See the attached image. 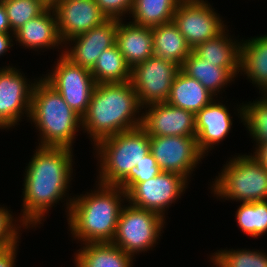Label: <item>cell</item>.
<instances>
[{
	"instance_id": "cell-4",
	"label": "cell",
	"mask_w": 267,
	"mask_h": 267,
	"mask_svg": "<svg viewBox=\"0 0 267 267\" xmlns=\"http://www.w3.org/2000/svg\"><path fill=\"white\" fill-rule=\"evenodd\" d=\"M28 121L39 131V146L73 149L75 134L81 127V117L62 96L41 76L36 78ZM79 128V129H78Z\"/></svg>"
},
{
	"instance_id": "cell-13",
	"label": "cell",
	"mask_w": 267,
	"mask_h": 267,
	"mask_svg": "<svg viewBox=\"0 0 267 267\" xmlns=\"http://www.w3.org/2000/svg\"><path fill=\"white\" fill-rule=\"evenodd\" d=\"M150 149L162 171L179 174L187 180L205 157L198 149L196 137H150Z\"/></svg>"
},
{
	"instance_id": "cell-21",
	"label": "cell",
	"mask_w": 267,
	"mask_h": 267,
	"mask_svg": "<svg viewBox=\"0 0 267 267\" xmlns=\"http://www.w3.org/2000/svg\"><path fill=\"white\" fill-rule=\"evenodd\" d=\"M239 72L267 94V34L241 40Z\"/></svg>"
},
{
	"instance_id": "cell-1",
	"label": "cell",
	"mask_w": 267,
	"mask_h": 267,
	"mask_svg": "<svg viewBox=\"0 0 267 267\" xmlns=\"http://www.w3.org/2000/svg\"><path fill=\"white\" fill-rule=\"evenodd\" d=\"M73 156V150L68 147L38 145L36 148L25 167L23 203L21 216H18L27 228L42 224L45 214L59 201H66L68 217L73 200L72 196H67L73 179Z\"/></svg>"
},
{
	"instance_id": "cell-24",
	"label": "cell",
	"mask_w": 267,
	"mask_h": 267,
	"mask_svg": "<svg viewBox=\"0 0 267 267\" xmlns=\"http://www.w3.org/2000/svg\"><path fill=\"white\" fill-rule=\"evenodd\" d=\"M227 28L215 38L197 45L192 51L201 59L216 63V66L225 69H240L241 41L232 39Z\"/></svg>"
},
{
	"instance_id": "cell-2",
	"label": "cell",
	"mask_w": 267,
	"mask_h": 267,
	"mask_svg": "<svg viewBox=\"0 0 267 267\" xmlns=\"http://www.w3.org/2000/svg\"><path fill=\"white\" fill-rule=\"evenodd\" d=\"M141 110L131 81L96 84L80 131L87 132L95 146L106 137L141 127Z\"/></svg>"
},
{
	"instance_id": "cell-22",
	"label": "cell",
	"mask_w": 267,
	"mask_h": 267,
	"mask_svg": "<svg viewBox=\"0 0 267 267\" xmlns=\"http://www.w3.org/2000/svg\"><path fill=\"white\" fill-rule=\"evenodd\" d=\"M77 253L76 267H133V258L112 242L86 243Z\"/></svg>"
},
{
	"instance_id": "cell-25",
	"label": "cell",
	"mask_w": 267,
	"mask_h": 267,
	"mask_svg": "<svg viewBox=\"0 0 267 267\" xmlns=\"http://www.w3.org/2000/svg\"><path fill=\"white\" fill-rule=\"evenodd\" d=\"M154 56L169 60L180 67L192 49L174 22L152 27Z\"/></svg>"
},
{
	"instance_id": "cell-19",
	"label": "cell",
	"mask_w": 267,
	"mask_h": 267,
	"mask_svg": "<svg viewBox=\"0 0 267 267\" xmlns=\"http://www.w3.org/2000/svg\"><path fill=\"white\" fill-rule=\"evenodd\" d=\"M116 44L131 69L154 55L151 27L118 20Z\"/></svg>"
},
{
	"instance_id": "cell-26",
	"label": "cell",
	"mask_w": 267,
	"mask_h": 267,
	"mask_svg": "<svg viewBox=\"0 0 267 267\" xmlns=\"http://www.w3.org/2000/svg\"><path fill=\"white\" fill-rule=\"evenodd\" d=\"M181 0H133V7L129 17L131 23L155 27L172 22L174 13Z\"/></svg>"
},
{
	"instance_id": "cell-35",
	"label": "cell",
	"mask_w": 267,
	"mask_h": 267,
	"mask_svg": "<svg viewBox=\"0 0 267 267\" xmlns=\"http://www.w3.org/2000/svg\"><path fill=\"white\" fill-rule=\"evenodd\" d=\"M19 244L0 249V267L16 266V256Z\"/></svg>"
},
{
	"instance_id": "cell-39",
	"label": "cell",
	"mask_w": 267,
	"mask_h": 267,
	"mask_svg": "<svg viewBox=\"0 0 267 267\" xmlns=\"http://www.w3.org/2000/svg\"><path fill=\"white\" fill-rule=\"evenodd\" d=\"M45 7L53 8L60 0H39Z\"/></svg>"
},
{
	"instance_id": "cell-23",
	"label": "cell",
	"mask_w": 267,
	"mask_h": 267,
	"mask_svg": "<svg viewBox=\"0 0 267 267\" xmlns=\"http://www.w3.org/2000/svg\"><path fill=\"white\" fill-rule=\"evenodd\" d=\"M214 97L199 81L187 76L180 70L173 80L166 102L196 114L210 104Z\"/></svg>"
},
{
	"instance_id": "cell-3",
	"label": "cell",
	"mask_w": 267,
	"mask_h": 267,
	"mask_svg": "<svg viewBox=\"0 0 267 267\" xmlns=\"http://www.w3.org/2000/svg\"><path fill=\"white\" fill-rule=\"evenodd\" d=\"M95 185L94 191L73 196L67 217L69 231L80 244L112 242L123 203H127V194L122 188Z\"/></svg>"
},
{
	"instance_id": "cell-8",
	"label": "cell",
	"mask_w": 267,
	"mask_h": 267,
	"mask_svg": "<svg viewBox=\"0 0 267 267\" xmlns=\"http://www.w3.org/2000/svg\"><path fill=\"white\" fill-rule=\"evenodd\" d=\"M53 66V70L42 78L82 117L89 107L96 86L91 71L74 64L63 53L59 55L57 63Z\"/></svg>"
},
{
	"instance_id": "cell-12",
	"label": "cell",
	"mask_w": 267,
	"mask_h": 267,
	"mask_svg": "<svg viewBox=\"0 0 267 267\" xmlns=\"http://www.w3.org/2000/svg\"><path fill=\"white\" fill-rule=\"evenodd\" d=\"M29 81V82H28ZM36 79L25 78L23 72L13 66L0 68V129L20 125L24 116H30L32 92Z\"/></svg>"
},
{
	"instance_id": "cell-36",
	"label": "cell",
	"mask_w": 267,
	"mask_h": 267,
	"mask_svg": "<svg viewBox=\"0 0 267 267\" xmlns=\"http://www.w3.org/2000/svg\"><path fill=\"white\" fill-rule=\"evenodd\" d=\"M255 152L253 157L263 166L267 171V143L255 144Z\"/></svg>"
},
{
	"instance_id": "cell-33",
	"label": "cell",
	"mask_w": 267,
	"mask_h": 267,
	"mask_svg": "<svg viewBox=\"0 0 267 267\" xmlns=\"http://www.w3.org/2000/svg\"><path fill=\"white\" fill-rule=\"evenodd\" d=\"M10 212L7 206L6 208L4 206L0 207V249L17 245L21 237V235H19L21 234V228L28 229L20 219H15Z\"/></svg>"
},
{
	"instance_id": "cell-16",
	"label": "cell",
	"mask_w": 267,
	"mask_h": 267,
	"mask_svg": "<svg viewBox=\"0 0 267 267\" xmlns=\"http://www.w3.org/2000/svg\"><path fill=\"white\" fill-rule=\"evenodd\" d=\"M52 9L63 43L107 20L94 0H60Z\"/></svg>"
},
{
	"instance_id": "cell-37",
	"label": "cell",
	"mask_w": 267,
	"mask_h": 267,
	"mask_svg": "<svg viewBox=\"0 0 267 267\" xmlns=\"http://www.w3.org/2000/svg\"><path fill=\"white\" fill-rule=\"evenodd\" d=\"M13 37L14 33H0V56H4L12 48L13 40H15Z\"/></svg>"
},
{
	"instance_id": "cell-14",
	"label": "cell",
	"mask_w": 267,
	"mask_h": 267,
	"mask_svg": "<svg viewBox=\"0 0 267 267\" xmlns=\"http://www.w3.org/2000/svg\"><path fill=\"white\" fill-rule=\"evenodd\" d=\"M117 26V19H107L101 25L66 41V49L61 51L74 64L91 70L99 55L116 44Z\"/></svg>"
},
{
	"instance_id": "cell-10",
	"label": "cell",
	"mask_w": 267,
	"mask_h": 267,
	"mask_svg": "<svg viewBox=\"0 0 267 267\" xmlns=\"http://www.w3.org/2000/svg\"><path fill=\"white\" fill-rule=\"evenodd\" d=\"M214 10L206 0H181L177 6L172 21L191 49L215 38L226 28L224 20Z\"/></svg>"
},
{
	"instance_id": "cell-6",
	"label": "cell",
	"mask_w": 267,
	"mask_h": 267,
	"mask_svg": "<svg viewBox=\"0 0 267 267\" xmlns=\"http://www.w3.org/2000/svg\"><path fill=\"white\" fill-rule=\"evenodd\" d=\"M235 156L229 158L212 182L211 193L240 203L267 200V171L252 153Z\"/></svg>"
},
{
	"instance_id": "cell-30",
	"label": "cell",
	"mask_w": 267,
	"mask_h": 267,
	"mask_svg": "<svg viewBox=\"0 0 267 267\" xmlns=\"http://www.w3.org/2000/svg\"><path fill=\"white\" fill-rule=\"evenodd\" d=\"M212 254L210 260L216 267H267V254L259 250L232 248Z\"/></svg>"
},
{
	"instance_id": "cell-5",
	"label": "cell",
	"mask_w": 267,
	"mask_h": 267,
	"mask_svg": "<svg viewBox=\"0 0 267 267\" xmlns=\"http://www.w3.org/2000/svg\"><path fill=\"white\" fill-rule=\"evenodd\" d=\"M93 149L100 164L96 183L117 186L151 152L150 136L139 127L106 137Z\"/></svg>"
},
{
	"instance_id": "cell-17",
	"label": "cell",
	"mask_w": 267,
	"mask_h": 267,
	"mask_svg": "<svg viewBox=\"0 0 267 267\" xmlns=\"http://www.w3.org/2000/svg\"><path fill=\"white\" fill-rule=\"evenodd\" d=\"M217 100L195 114L197 146L204 156L228 136L233 125L229 107Z\"/></svg>"
},
{
	"instance_id": "cell-27",
	"label": "cell",
	"mask_w": 267,
	"mask_h": 267,
	"mask_svg": "<svg viewBox=\"0 0 267 267\" xmlns=\"http://www.w3.org/2000/svg\"><path fill=\"white\" fill-rule=\"evenodd\" d=\"M90 71L96 84L131 81V68L117 44L104 50Z\"/></svg>"
},
{
	"instance_id": "cell-15",
	"label": "cell",
	"mask_w": 267,
	"mask_h": 267,
	"mask_svg": "<svg viewBox=\"0 0 267 267\" xmlns=\"http://www.w3.org/2000/svg\"><path fill=\"white\" fill-rule=\"evenodd\" d=\"M148 108V109H147ZM142 111L141 128L150 136L196 137L195 114L168 104L148 105Z\"/></svg>"
},
{
	"instance_id": "cell-9",
	"label": "cell",
	"mask_w": 267,
	"mask_h": 267,
	"mask_svg": "<svg viewBox=\"0 0 267 267\" xmlns=\"http://www.w3.org/2000/svg\"><path fill=\"white\" fill-rule=\"evenodd\" d=\"M179 71L178 64L154 55L131 69V83L141 107L166 102Z\"/></svg>"
},
{
	"instance_id": "cell-18",
	"label": "cell",
	"mask_w": 267,
	"mask_h": 267,
	"mask_svg": "<svg viewBox=\"0 0 267 267\" xmlns=\"http://www.w3.org/2000/svg\"><path fill=\"white\" fill-rule=\"evenodd\" d=\"M14 38L16 43L18 42L20 46L29 50L38 51L39 49H54L55 47L64 49V43L58 31L56 15L52 8H47L36 18L24 23L14 33Z\"/></svg>"
},
{
	"instance_id": "cell-29",
	"label": "cell",
	"mask_w": 267,
	"mask_h": 267,
	"mask_svg": "<svg viewBox=\"0 0 267 267\" xmlns=\"http://www.w3.org/2000/svg\"><path fill=\"white\" fill-rule=\"evenodd\" d=\"M237 226L247 236L258 238L267 232V200L240 203L236 211Z\"/></svg>"
},
{
	"instance_id": "cell-31",
	"label": "cell",
	"mask_w": 267,
	"mask_h": 267,
	"mask_svg": "<svg viewBox=\"0 0 267 267\" xmlns=\"http://www.w3.org/2000/svg\"><path fill=\"white\" fill-rule=\"evenodd\" d=\"M8 16L11 31L15 33L27 21L42 14L45 7L39 0H0Z\"/></svg>"
},
{
	"instance_id": "cell-34",
	"label": "cell",
	"mask_w": 267,
	"mask_h": 267,
	"mask_svg": "<svg viewBox=\"0 0 267 267\" xmlns=\"http://www.w3.org/2000/svg\"><path fill=\"white\" fill-rule=\"evenodd\" d=\"M107 19L123 20L131 13L133 0H94Z\"/></svg>"
},
{
	"instance_id": "cell-32",
	"label": "cell",
	"mask_w": 267,
	"mask_h": 267,
	"mask_svg": "<svg viewBox=\"0 0 267 267\" xmlns=\"http://www.w3.org/2000/svg\"><path fill=\"white\" fill-rule=\"evenodd\" d=\"M161 172L162 170L150 152L139 164L131 169L130 173L117 186L127 194L137 183L150 180Z\"/></svg>"
},
{
	"instance_id": "cell-38",
	"label": "cell",
	"mask_w": 267,
	"mask_h": 267,
	"mask_svg": "<svg viewBox=\"0 0 267 267\" xmlns=\"http://www.w3.org/2000/svg\"><path fill=\"white\" fill-rule=\"evenodd\" d=\"M0 33H13L8 20L6 9L0 1Z\"/></svg>"
},
{
	"instance_id": "cell-7",
	"label": "cell",
	"mask_w": 267,
	"mask_h": 267,
	"mask_svg": "<svg viewBox=\"0 0 267 267\" xmlns=\"http://www.w3.org/2000/svg\"><path fill=\"white\" fill-rule=\"evenodd\" d=\"M165 219L156 212L128 203L121 210L112 243L133 258L141 252L152 250L160 241Z\"/></svg>"
},
{
	"instance_id": "cell-28",
	"label": "cell",
	"mask_w": 267,
	"mask_h": 267,
	"mask_svg": "<svg viewBox=\"0 0 267 267\" xmlns=\"http://www.w3.org/2000/svg\"><path fill=\"white\" fill-rule=\"evenodd\" d=\"M237 111L255 143H267V94L252 103H242Z\"/></svg>"
},
{
	"instance_id": "cell-11",
	"label": "cell",
	"mask_w": 267,
	"mask_h": 267,
	"mask_svg": "<svg viewBox=\"0 0 267 267\" xmlns=\"http://www.w3.org/2000/svg\"><path fill=\"white\" fill-rule=\"evenodd\" d=\"M188 180L176 173L162 171L150 180L137 183L128 193L127 202L151 210L165 218V212L187 189Z\"/></svg>"
},
{
	"instance_id": "cell-20",
	"label": "cell",
	"mask_w": 267,
	"mask_h": 267,
	"mask_svg": "<svg viewBox=\"0 0 267 267\" xmlns=\"http://www.w3.org/2000/svg\"><path fill=\"white\" fill-rule=\"evenodd\" d=\"M180 70L187 76L199 81L216 98L218 94L223 93L224 86L230 85L232 81L234 82V78L240 74V69H225L216 66V63L201 59L193 51L184 60Z\"/></svg>"
}]
</instances>
